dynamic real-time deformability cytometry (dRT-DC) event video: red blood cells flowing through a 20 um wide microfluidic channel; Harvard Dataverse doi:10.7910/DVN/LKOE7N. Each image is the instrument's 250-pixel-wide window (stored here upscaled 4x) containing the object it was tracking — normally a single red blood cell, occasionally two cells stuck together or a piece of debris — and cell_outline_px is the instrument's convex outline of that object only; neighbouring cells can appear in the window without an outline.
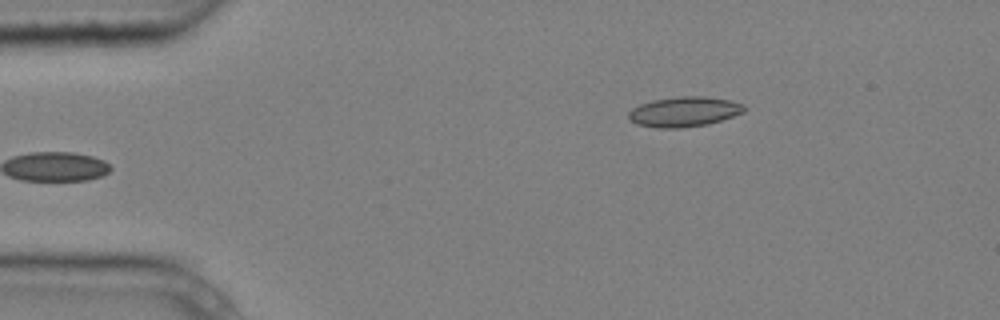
{"species": "common noctule bat (a hibernating species)", "species_latin": "Nyctalus noctula", "temperature_condition": "cold", "stored_images_in_passage": 4, "camera_frame_rate_fps": 3000, "um_per_image_px": 0.085, "animal": {"sex": "male", "body_mass_g": 20.4}, "frame": {"image": 1, "passage_image": 4, "time_ms": 1.0, "image_size_px": [1000, 320], "cell_outline_px": [[748, 108], [744, 112], [708, 124], [680, 128], [656, 128], [636, 124], [628, 116], [628, 112], [632, 108], [640, 104], [652, 100], [680, 96], [704, 96], [728, 100], [744, 104]], "centroid_in_image_um": [58.15, 9.49], "position_along_channel_um": 26.8, "area_um2": 20.23}}